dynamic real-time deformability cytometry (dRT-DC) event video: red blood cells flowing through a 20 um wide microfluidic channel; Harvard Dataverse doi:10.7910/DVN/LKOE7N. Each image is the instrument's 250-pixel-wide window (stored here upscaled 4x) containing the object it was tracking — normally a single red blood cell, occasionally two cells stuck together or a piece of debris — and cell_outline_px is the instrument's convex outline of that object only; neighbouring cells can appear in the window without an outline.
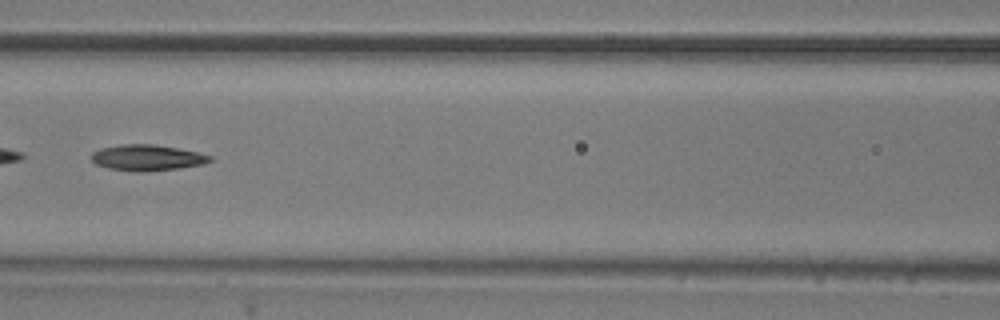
{"species": "common noctule bat (a hibernating species)", "species_latin": "Nyctalus noctula", "temperature_condition": "room temperature", "stored_images_in_passage": 6, "camera_frame_rate_fps": 3000, "um_per_image_px": 0.085, "animal": {"sex": "male", "body_mass_g": 20.5, "forearm_length_mm": 52.5}, "frame": {"image": 1, "passage_image": 3, "time_ms": 0.667, "image_size_px": [1000, 320], "cell_outline_px": [[212, 160], [204, 164], [180, 168], [136, 172], [108, 168], [96, 164], [92, 160], [92, 152], [100, 148], [120, 144], [152, 144], [176, 148], [196, 152], [212, 156]], "centroid_in_image_um": [12.49, 13.4], "position_along_channel_um": 154.1, "area_um2": 17.8}}
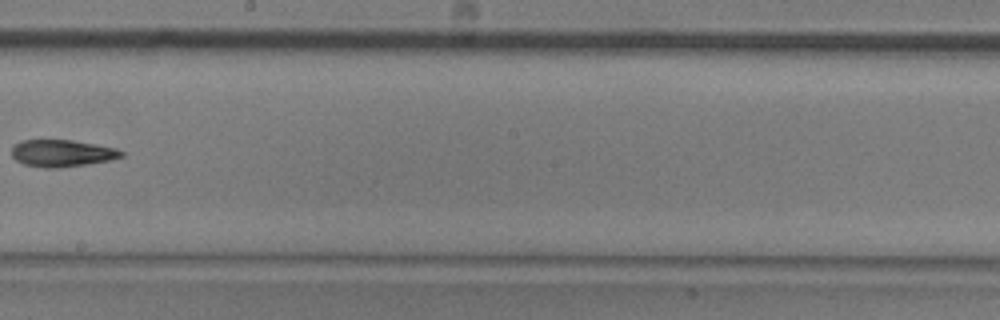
{"frame": {"image": 2, "passage_image": 5, "time_ms": 1.333, "image_size_px": [1000, 320], "cell_outline_px": [[124, 156], [108, 160], [60, 168], [44, 168], [24, 164], [16, 160], [12, 156], [12, 148], [20, 140], [72, 140], [116, 148], [124, 152]], "centroid_in_image_um": [5.25, 13.02], "position_along_channel_um": 242.9, "area_um2": 17.11}}
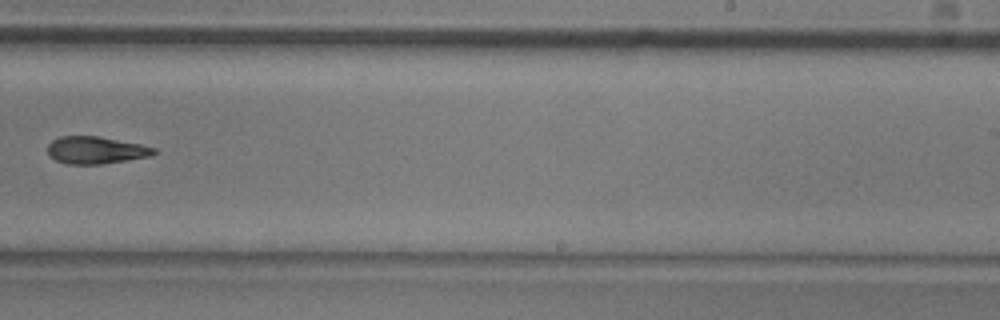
{"frame": {"image": 3, "passage_image": 6, "time_ms": 1.667, "image_size_px": [1000, 320], "cell_outline_px": [[156, 152], [148, 156], [100, 164], [68, 164], [56, 160], [48, 156], [48, 144], [52, 140], [60, 136], [100, 136], [140, 144], [156, 148]], "centroid_in_image_um": [8.09, 12.75], "position_along_channel_um": 280.9, "area_um2": 16.76}}